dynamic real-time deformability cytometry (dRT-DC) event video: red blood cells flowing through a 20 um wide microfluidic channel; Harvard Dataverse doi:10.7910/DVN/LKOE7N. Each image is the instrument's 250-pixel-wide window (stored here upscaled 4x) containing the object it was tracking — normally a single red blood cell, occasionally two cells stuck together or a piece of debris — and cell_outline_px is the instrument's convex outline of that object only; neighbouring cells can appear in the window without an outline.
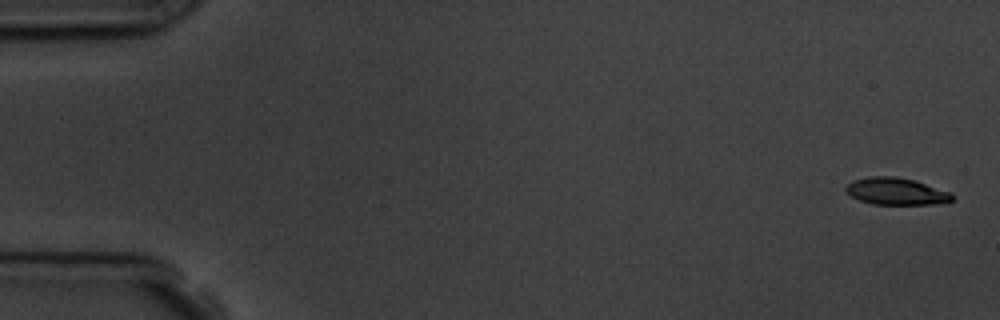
{"species": "common noctule bat (a hibernating species)", "species_latin": "Nyctalus noctula", "temperature_condition": "room temperature", "stored_images_in_passage": 5, "camera_frame_rate_fps": 3000, "um_per_image_px": 0.085, "animal": {"sex": "male", "body_mass_g": 19.5, "forearm_length_mm": 54.6}, "frame": {"image": 1, "passage_image": 1, "time_ms": 0.0, "image_size_px": [1000, 320], "cell_outline_px": [[956, 196], [952, 200], [932, 204], [872, 204], [860, 200], [852, 196], [844, 188], [852, 180], [868, 176], [896, 176], [916, 180], [952, 192]], "centroid_in_image_um": [76.2, 16.24], "position_along_channel_um": 8.8, "area_um2": 16.88}}
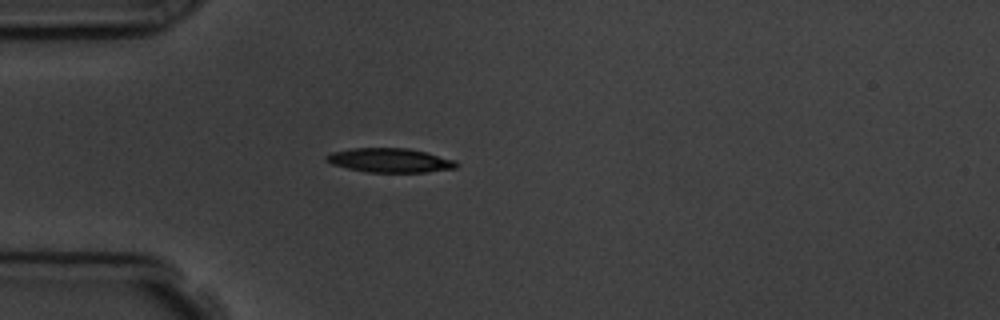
{"frame": {"image": 2, "passage_image": 5, "time_ms": 4.667, "image_size_px": [1000, 320], "cell_outline_px": [[460, 164], [456, 168], [424, 172], [368, 172], [348, 168], [332, 164], [324, 160], [324, 156], [332, 152], [352, 148], [408, 148], [456, 160]], "centroid_in_image_um": [33.13, 13.62], "position_along_channel_um": 51.9, "area_um2": 18.26}}